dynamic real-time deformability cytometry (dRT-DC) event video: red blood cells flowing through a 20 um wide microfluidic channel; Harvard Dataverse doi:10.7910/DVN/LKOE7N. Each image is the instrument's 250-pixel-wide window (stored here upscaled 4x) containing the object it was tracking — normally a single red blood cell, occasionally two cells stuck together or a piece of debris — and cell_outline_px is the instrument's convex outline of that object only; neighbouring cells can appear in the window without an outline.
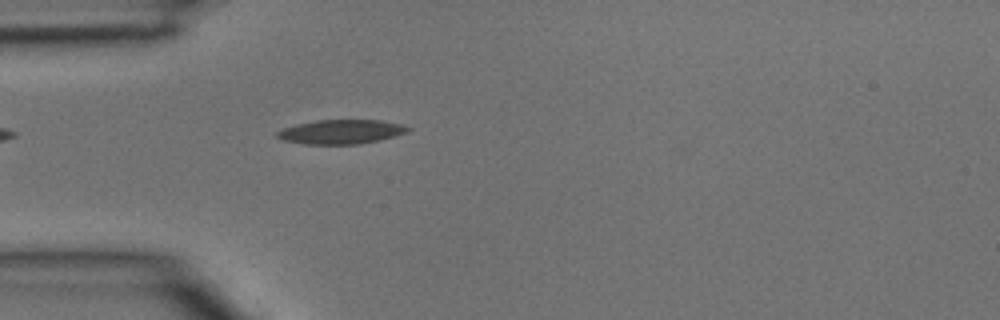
{"species": "common noctule bat (a hibernating species)", "species_latin": "Nyctalus noctula", "temperature_condition": "room temperature", "stored_images_in_passage": 3, "camera_frame_rate_fps": 3000, "um_per_image_px": 0.085, "animal": {"sex": "male", "body_mass_g": 15.6}, "frame": {"image": 1, "passage_image": 3, "time_ms": 0.667, "image_size_px": [1000, 320], "cell_outline_px": [[412, 128], [408, 132], [396, 136], [380, 140], [360, 144], [304, 144], [284, 140], [276, 136], [276, 132], [284, 128], [296, 124], [316, 120], [380, 120], [400, 124]], "centroid_in_image_um": [29.02, 11.2], "position_along_channel_um": 56.0, "area_um2": 18.5}}